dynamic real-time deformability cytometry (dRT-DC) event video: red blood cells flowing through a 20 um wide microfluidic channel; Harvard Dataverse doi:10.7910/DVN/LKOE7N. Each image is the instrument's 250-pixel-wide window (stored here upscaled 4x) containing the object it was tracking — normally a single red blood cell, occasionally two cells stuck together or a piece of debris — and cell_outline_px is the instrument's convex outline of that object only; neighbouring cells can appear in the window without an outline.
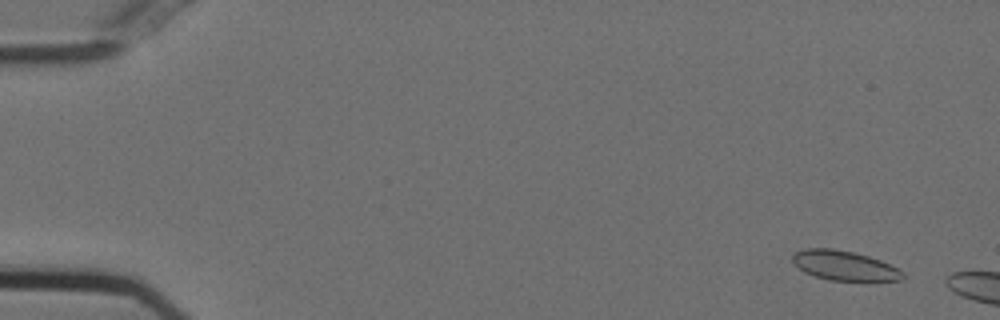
{"species": "Egyptian fruit bat (a non-hibernating species)", "species_latin": "Rousettus aegyptiacus", "temperature_condition": "cold", "stored_images_in_passage": 7, "camera_frame_rate_fps": 3000, "um_per_image_px": 0.085, "animal": {"sex": "female"}, "frame": {"image": 1, "passage_image": 2, "time_ms": 0.333, "image_size_px": [1000, 320], "cell_outline_px": [[904, 276], [900, 280], [828, 280], [804, 272], [792, 260], [792, 256], [796, 252], [808, 248], [832, 248], [852, 252], [868, 256], [880, 260], [904, 272]], "centroid_in_image_um": [71.75, 22.57], "position_along_channel_um": 13.2, "area_um2": 18.61}}